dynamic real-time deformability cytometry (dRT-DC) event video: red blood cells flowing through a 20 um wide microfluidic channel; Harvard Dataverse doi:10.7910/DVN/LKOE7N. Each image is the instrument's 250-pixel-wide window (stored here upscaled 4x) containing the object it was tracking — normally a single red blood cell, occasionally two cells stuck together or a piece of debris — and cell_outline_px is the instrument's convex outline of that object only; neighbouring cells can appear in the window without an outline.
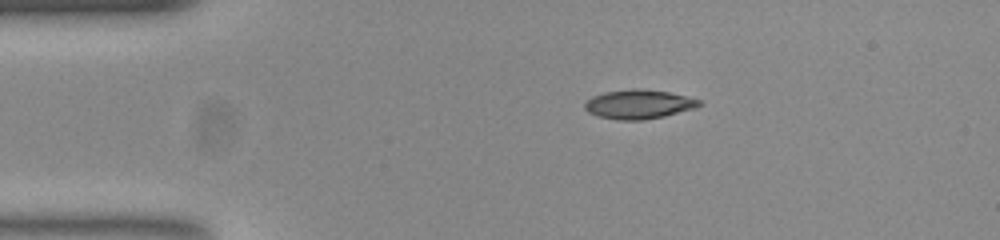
{"species": "common noctule bat (a hibernating species)", "species_latin": "Nyctalus noctula", "temperature_condition": "room temperature", "stored_images_in_passage": 43, "camera_frame_rate_fps": 3000, "um_per_image_px": 0.085, "animal": {"sex": "female", "body_mass_g": 23.0, "forearm_length_mm": 53.4}, "frame": {"image": 1, "passage_image": 1, "time_ms": 0.0, "image_size_px": [1000, 240], "cell_outline_px": [[704, 104], [692, 108], [664, 116], [640, 120], [620, 120], [596, 116], [588, 112], [584, 108], [584, 104], [592, 96], [604, 92], [632, 88], [640, 88], [668, 92], [704, 100]], "centroid_in_image_um": [54.29, 8.85], "position_along_channel_um": 30.7, "area_um2": 19.48}}
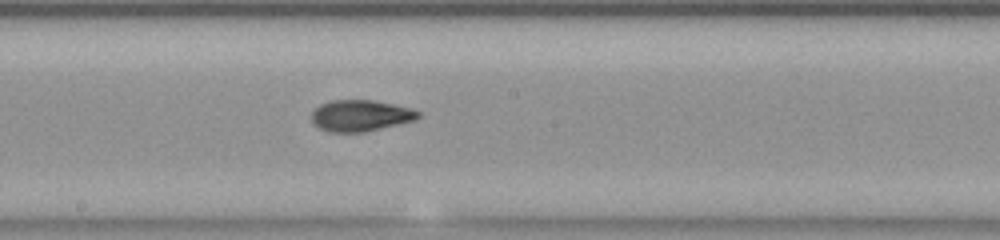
{"frame": {"image": 2, "passage_image": 19, "time_ms": 6.0, "image_size_px": [1000, 240], "cell_outline_px": [[420, 116], [416, 120], [364, 132], [328, 132], [312, 124], [312, 112], [320, 104], [332, 100], [372, 100], [412, 108], [420, 112]], "centroid_in_image_um": [30.64, 9.83], "position_along_channel_um": 217.6, "area_um2": 19.48}}
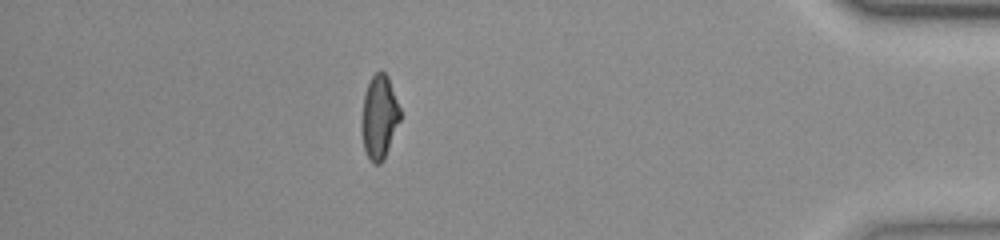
{"frame": {"image": 3, "passage_image": 37, "time_ms": 12.0, "image_size_px": [1000, 240], "cell_outline_px": [[400, 120], [384, 160], [380, 164], [372, 164], [364, 148], [360, 132], [360, 120], [364, 92], [372, 76], [380, 68], [388, 76], [400, 108]], "centroid_in_image_um": [32.21, 9.95], "position_along_channel_um": 403.0, "area_um2": 19.19}, "authors_computed_cell_mechanics": {"area_um2": 19.2474, "velocity_mm_per_s": 3.898, "shape_relaxation_time_tau1_ms": null, "shape_relaxation_time_tau2_ms": 2.134, "deformation_change_tau1": null, "deformation_change_tau2": 0.0781}}